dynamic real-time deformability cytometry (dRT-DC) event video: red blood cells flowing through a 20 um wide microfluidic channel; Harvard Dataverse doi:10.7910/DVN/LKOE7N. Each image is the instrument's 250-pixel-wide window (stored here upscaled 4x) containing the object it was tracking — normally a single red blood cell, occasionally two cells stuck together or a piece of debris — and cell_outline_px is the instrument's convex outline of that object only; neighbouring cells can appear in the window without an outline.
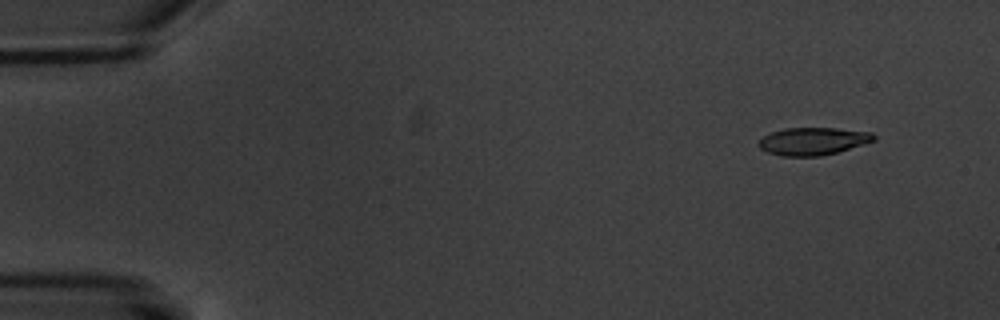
{"species": "common noctule bat (a hibernating species)", "species_latin": "Nyctalus noctula", "temperature_condition": "warm", "stored_images_in_passage": 12, "camera_frame_rate_fps": 3000, "um_per_image_px": 0.085, "animal": {"sex": "male", "body_mass_g": 20.1, "forearm_length_mm": 53.5}, "frame": {"image": 1, "passage_image": 1, "time_ms": 0.0, "image_size_px": [1000, 320], "cell_outline_px": [[876, 140], [864, 144], [836, 152], [820, 156], [780, 156], [768, 152], [760, 148], [760, 140], [764, 136], [772, 132], [784, 128], [836, 128], [872, 132], [876, 136]], "centroid_in_image_um": [69.13, 12.0], "position_along_channel_um": 15.9, "area_um2": 18.38}}
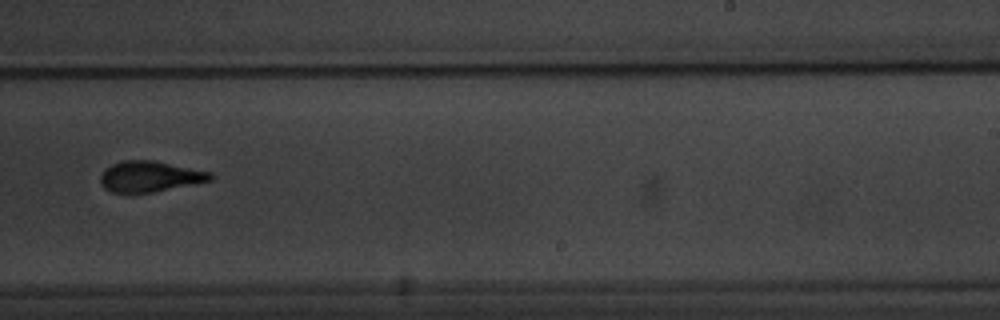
{"frame": {"image": 2, "passage_image": 10, "time_ms": 11.0, "image_size_px": [1000, 320], "cell_outline_px": [[216, 176], [212, 180], [152, 192], [112, 192], [104, 188], [100, 184], [100, 176], [104, 168], [112, 164], [124, 160], [152, 160], [212, 172]], "centroid_in_image_um": [12.73, 14.99], "position_along_channel_um": 276.3, "area_um2": 19.65}}
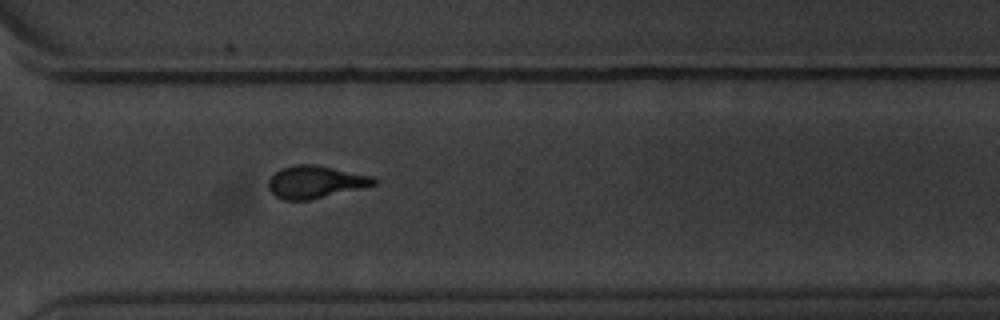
{"frame": {"image": 3, "passage_image": 12, "time_ms": 13.0, "image_size_px": [1000, 320], "cell_outline_px": [[380, 180], [376, 184], [360, 188], [308, 200], [284, 200], [276, 196], [268, 188], [268, 180], [280, 168], [292, 164], [316, 164], [372, 176]], "centroid_in_image_um": [26.79, 15.45], "position_along_channel_um": 343.8, "area_um2": 19.88}}